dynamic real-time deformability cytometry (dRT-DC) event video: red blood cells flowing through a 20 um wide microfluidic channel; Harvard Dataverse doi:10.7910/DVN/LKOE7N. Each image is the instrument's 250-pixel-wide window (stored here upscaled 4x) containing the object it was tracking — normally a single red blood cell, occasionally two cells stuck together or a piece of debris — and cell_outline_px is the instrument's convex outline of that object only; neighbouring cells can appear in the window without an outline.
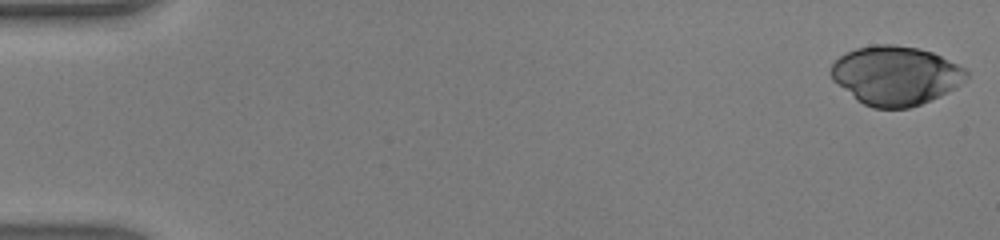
{"species": "human", "species_latin": "Homo sapiens", "temperature_condition": "warm", "stored_images_in_passage": 47, "camera_frame_rate_fps": 3000, "um_per_image_px": 0.085, "donor": {"sex": "male"}, "frame": {"image": 1, "passage_image": 1, "time_ms": 0.0, "image_size_px": [1000, 240], "cell_outline_px": [[968, 76], [956, 88], [932, 100], [908, 108], [872, 108], [856, 100], [832, 80], [832, 64], [844, 52], [856, 48], [872, 44], [892, 44], [916, 48], [932, 52], [964, 68], [968, 72]], "centroid_in_image_um": [76.11, 6.42], "position_along_channel_um": 8.9, "area_um2": 46.47}}
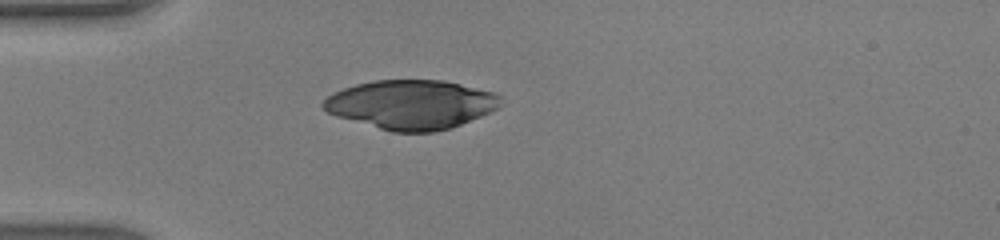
{"frame": {"image": 2, "passage_image": 14, "time_ms": 4.333, "image_size_px": [1000, 240], "cell_outline_px": [[500, 104], [496, 108], [480, 116], [452, 128], [432, 132], [392, 132], [336, 116], [328, 112], [320, 104], [328, 96], [344, 88], [356, 84], [376, 80], [444, 80], [496, 92], [500, 96]], "centroid_in_image_um": [34.95, 8.88], "position_along_channel_um": 50.0, "area_um2": 50.58}}